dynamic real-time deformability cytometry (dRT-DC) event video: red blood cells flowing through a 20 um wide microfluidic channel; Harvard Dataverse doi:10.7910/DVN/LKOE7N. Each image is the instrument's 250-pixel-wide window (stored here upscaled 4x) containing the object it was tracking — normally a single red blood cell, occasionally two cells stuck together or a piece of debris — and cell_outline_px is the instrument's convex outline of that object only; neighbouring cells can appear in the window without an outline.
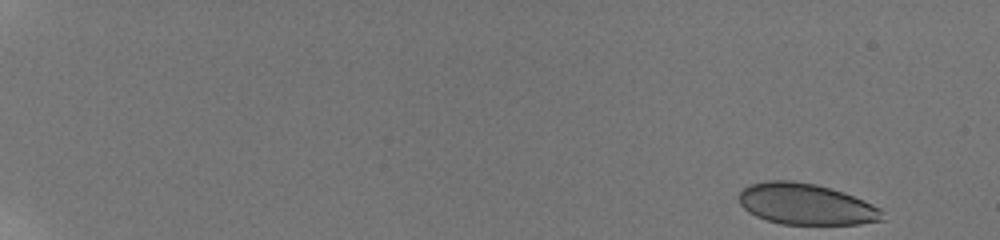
{"species": "human", "species_latin": "Homo sapiens", "temperature_condition": "room temperature", "stored_images_in_passage": 16, "camera_frame_rate_fps": 3000, "um_per_image_px": 0.085, "donor": {"sex": "male"}, "frame": {"image": 1, "passage_image": 1, "time_ms": 0.0, "image_size_px": [1000, 240], "cell_outline_px": [[888, 220], [860, 224], [780, 224], [756, 216], [748, 212], [740, 204], [740, 192], [748, 184], [768, 180], [792, 180], [816, 184], [844, 192], [872, 204], [880, 208], [884, 212]], "centroid_in_image_um": [68.55, 17.35], "position_along_channel_um": 16.5, "area_um2": 34.68}}
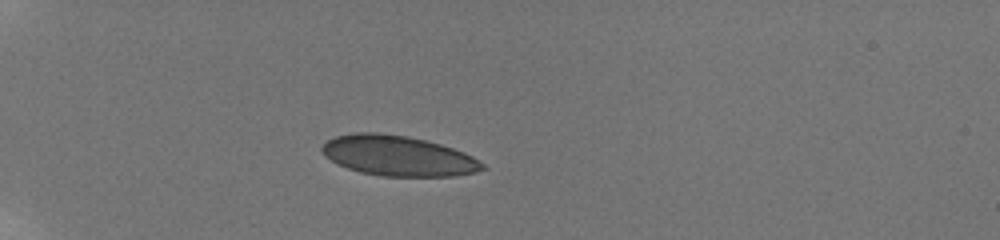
{"frame": {"image": 2, "passage_image": 13, "time_ms": 5.0, "image_size_px": [1000, 240], "cell_outline_px": [[488, 168], [476, 172], [452, 176], [380, 176], [360, 172], [348, 168], [324, 156], [320, 148], [328, 140], [336, 136], [356, 132], [380, 132], [408, 136], [440, 144], [464, 152], [472, 156], [484, 164]], "centroid_in_image_um": [33.84, 13.24], "position_along_channel_um": 51.2, "area_um2": 37.57}}